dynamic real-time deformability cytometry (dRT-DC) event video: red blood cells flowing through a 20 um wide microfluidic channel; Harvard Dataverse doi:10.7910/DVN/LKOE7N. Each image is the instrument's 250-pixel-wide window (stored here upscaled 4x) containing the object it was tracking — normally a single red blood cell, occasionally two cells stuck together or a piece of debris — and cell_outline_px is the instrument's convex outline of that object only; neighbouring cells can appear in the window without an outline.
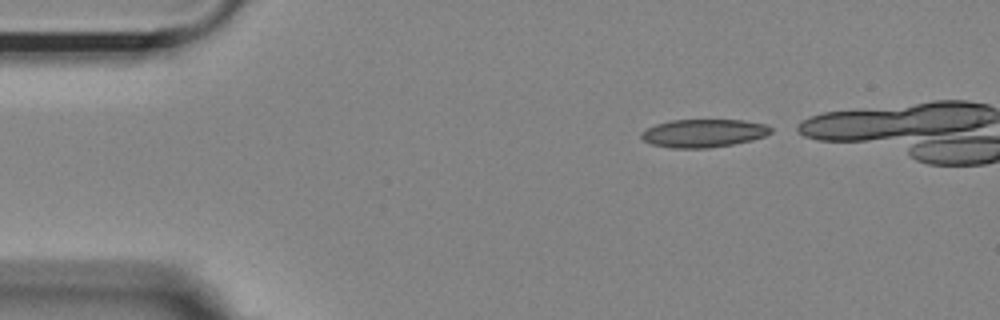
{"species": "Egyptian fruit bat (a non-hibernating species)", "species_latin": "Rousettus aegyptiacus", "temperature_condition": "room temperature", "stored_images_in_passage": 37, "camera_frame_rate_fps": 3000, "um_per_image_px": 0.085, "animal": {"sex": "female"}, "frame": {"image": 1, "passage_image": 1, "time_ms": 0.0, "image_size_px": [1000, 320], "cell_outline_px": [[772, 132], [764, 136], [752, 140], [732, 144], [708, 148], [672, 148], [652, 144], [644, 140], [640, 136], [640, 132], [656, 124], [672, 120], [744, 120], [764, 124], [772, 128]], "centroid_in_image_um": [59.8, 11.32], "position_along_channel_um": 25.2, "area_um2": 21.1}}
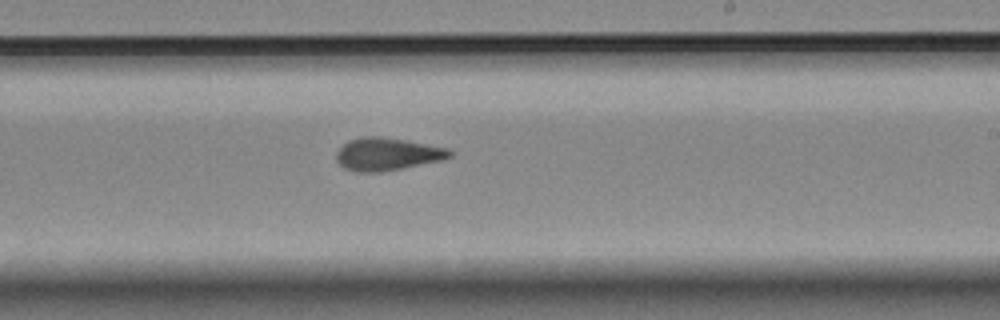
{"frame": {"image": 2, "passage_image": 25, "time_ms": 8.0, "image_size_px": [1000, 320], "cell_outline_px": [[452, 156], [440, 160], [404, 168], [380, 172], [352, 172], [344, 168], [336, 160], [336, 152], [348, 140], [364, 136], [380, 136], [404, 140], [448, 148], [452, 152]], "centroid_in_image_um": [32.87, 13.11], "position_along_channel_um": 256.1, "area_um2": 21.56}}
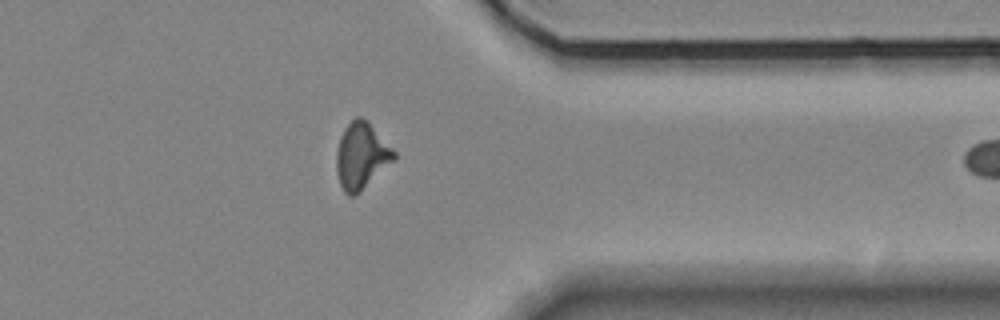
{"frame": {"image": 3, "passage_image": 36, "time_ms": 11.667, "image_size_px": [1000, 320], "cell_outline_px": [[396, 156], [392, 160], [352, 196], [348, 196], [344, 192], [340, 184], [336, 172], [336, 152], [340, 136], [344, 128], [356, 116], [360, 116], [368, 120], [396, 152]], "centroid_in_image_um": [30.67, 13.17], "position_along_channel_um": 380.7, "area_um2": 21.62}}